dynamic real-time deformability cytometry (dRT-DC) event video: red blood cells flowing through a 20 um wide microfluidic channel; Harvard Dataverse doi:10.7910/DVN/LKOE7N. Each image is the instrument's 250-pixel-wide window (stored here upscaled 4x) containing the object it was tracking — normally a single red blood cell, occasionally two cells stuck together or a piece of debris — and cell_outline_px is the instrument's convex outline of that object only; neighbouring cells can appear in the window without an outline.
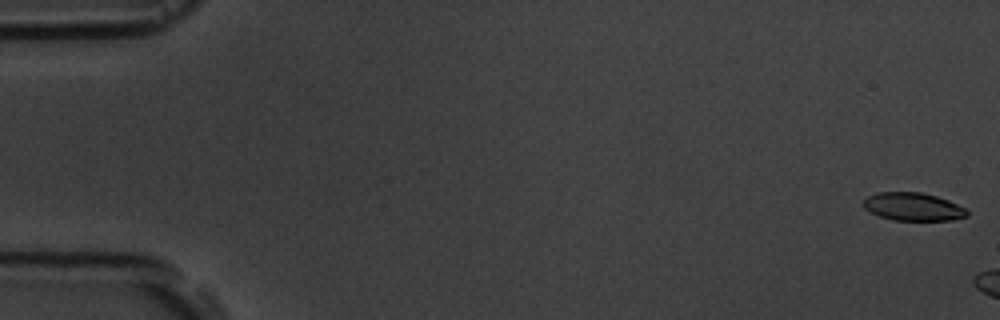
{"species": "common noctule bat (a hibernating species)", "species_latin": "Nyctalus noctula", "temperature_condition": "room temperature", "stored_images_in_passage": 6, "camera_frame_rate_fps": 3000, "um_per_image_px": 0.085, "animal": {"sex": "male", "body_mass_g": 19.5, "forearm_length_mm": 54.6}, "frame": {"image": 1, "passage_image": 1, "time_ms": 0.0, "image_size_px": [1000, 320], "cell_outline_px": [[968, 216], [952, 220], [892, 220], [880, 216], [864, 208], [864, 200], [868, 196], [876, 192], [920, 192], [936, 196], [948, 200], [968, 208]], "centroid_in_image_um": [77.65, 17.57], "position_along_channel_um": 7.3, "area_um2": 16.94}}